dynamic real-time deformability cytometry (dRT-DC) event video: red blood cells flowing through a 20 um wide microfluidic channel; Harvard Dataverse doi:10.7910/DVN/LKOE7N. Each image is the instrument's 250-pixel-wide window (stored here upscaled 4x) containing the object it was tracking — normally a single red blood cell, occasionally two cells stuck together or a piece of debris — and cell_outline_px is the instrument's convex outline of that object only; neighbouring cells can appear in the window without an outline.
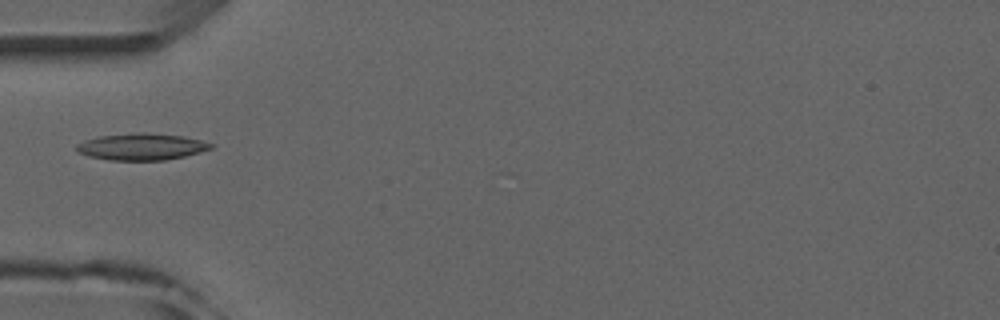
{"species": "common noctule bat (a hibernating species)", "species_latin": "Nyctalus noctula", "temperature_condition": "room temperature", "stored_images_in_passage": 7, "camera_frame_rate_fps": 3000, "um_per_image_px": 0.085, "animal": {"sex": "male", "forearm_length_mm": 52.5}, "frame": {"image": 1, "passage_image": 5, "time_ms": 4.667, "image_size_px": [1000, 320], "cell_outline_px": [[216, 144], [212, 148], [200, 152], [184, 156], [164, 160], [108, 160], [88, 156], [80, 152], [76, 148], [76, 144], [84, 140], [100, 136], [136, 132], [140, 132], [184, 136]], "centroid_in_image_um": [12.04, 12.46], "position_along_channel_um": 73.0, "area_um2": 20.87}}
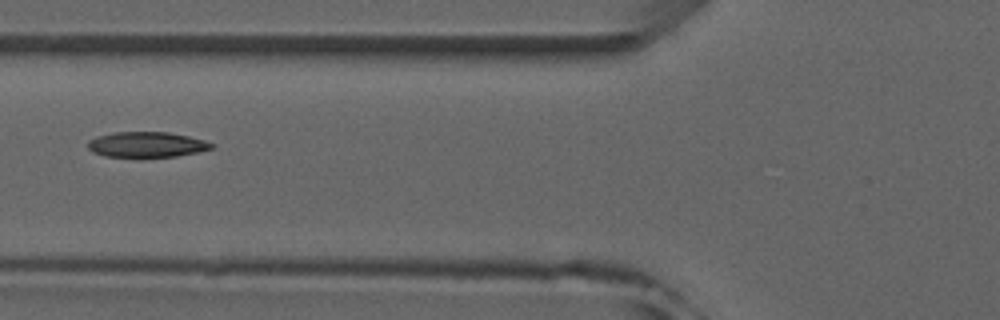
{"frame": {"image": 2, "passage_image": 6, "time_ms": 5.667, "image_size_px": [1000, 320], "cell_outline_px": [[216, 144], [212, 148], [200, 152], [176, 156], [104, 156], [92, 152], [88, 148], [88, 140], [96, 136], [116, 132], [168, 132], [188, 136], [204, 140]], "centroid_in_image_um": [12.48, 12.28], "position_along_channel_um": 113.3, "area_um2": 18.21}}
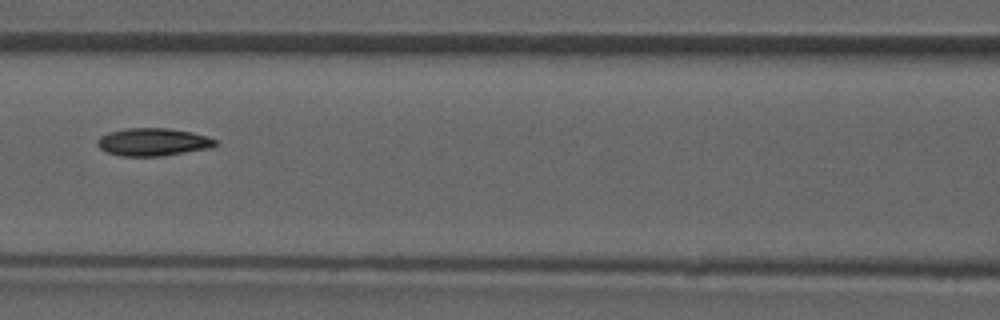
{"frame": {"image": 3, "passage_image": 7, "time_ms": 6.667, "image_size_px": [1000, 320], "cell_outline_px": [[220, 144], [208, 148], [164, 156], [120, 156], [108, 152], [100, 148], [96, 144], [96, 140], [100, 136], [108, 132], [128, 128], [168, 128], [192, 132], [216, 140]], "centroid_in_image_um": [12.98, 12.07], "position_along_channel_um": 153.6, "area_um2": 19.07}}